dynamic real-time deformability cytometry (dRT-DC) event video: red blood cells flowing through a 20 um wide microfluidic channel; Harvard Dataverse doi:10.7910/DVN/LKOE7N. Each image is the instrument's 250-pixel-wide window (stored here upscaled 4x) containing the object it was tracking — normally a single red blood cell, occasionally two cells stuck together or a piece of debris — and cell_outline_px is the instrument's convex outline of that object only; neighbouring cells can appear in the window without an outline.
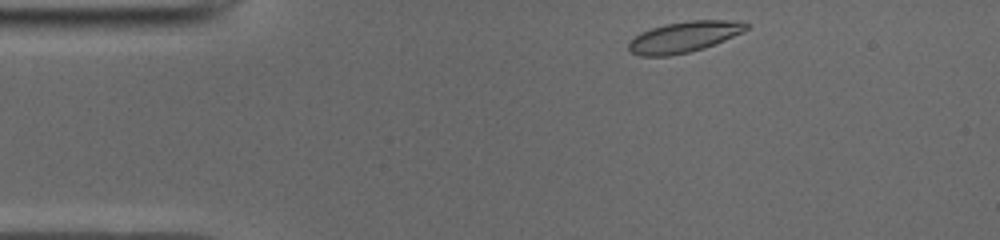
{"species": "common noctule bat (a hibernating species)", "species_latin": "Nyctalus noctula", "temperature_condition": "cold", "stored_images_in_passage": 43, "camera_frame_rate_fps": 3000, "um_per_image_px": 0.085, "animal": {"sex": "male", "body_mass_g": 19.0, "forearm_length_mm": 50.8}, "frame": {"image": 1, "passage_image": 1, "time_ms": 0.0, "image_size_px": [1000, 240], "cell_outline_px": [[748, 28], [744, 32], [704, 48], [688, 52], [668, 56], [640, 56], [632, 52], [628, 48], [628, 44], [640, 32], [664, 24], [692, 20], [740, 20], [748, 24]], "centroid_in_image_um": [58.17, 3.13], "position_along_channel_um": 26.8, "area_um2": 21.1}}
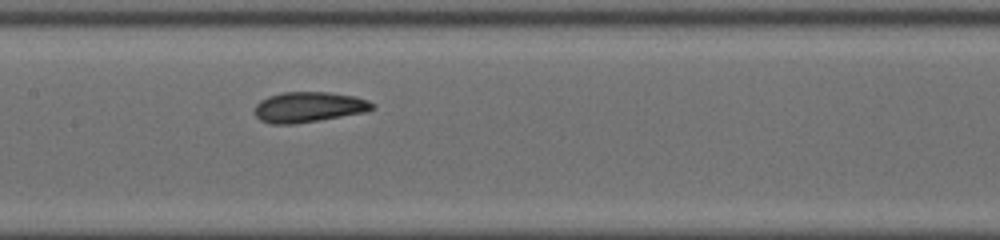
{"frame": {"image": 2, "passage_image": 17, "time_ms": 5.333, "image_size_px": [1000, 240], "cell_outline_px": [[376, 108], [368, 112], [292, 124], [272, 124], [260, 120], [256, 116], [256, 104], [260, 100], [268, 96], [284, 92], [328, 92], [356, 96], [368, 100], [376, 104]], "centroid_in_image_um": [26.3, 9.09], "position_along_channel_um": 181.1, "area_um2": 20.92}}
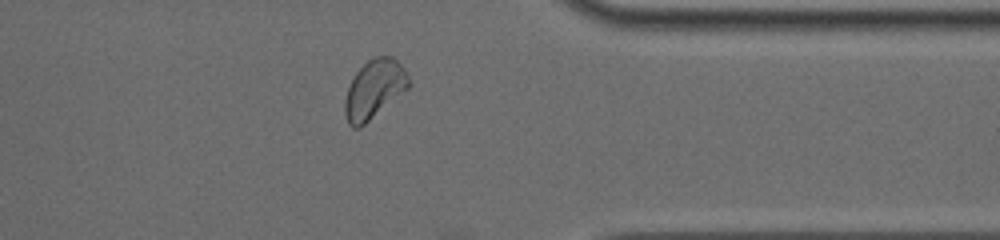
{"frame": {"image": 3, "passage_image": 33, "time_ms": 10.667, "image_size_px": [1000, 240], "cell_outline_px": [[408, 88], [360, 128], [352, 128], [348, 124], [344, 112], [344, 100], [348, 88], [356, 72], [372, 56], [392, 56], [404, 68], [408, 76]], "centroid_in_image_um": [31.78, 7.59], "position_along_channel_um": 379.6, "area_um2": 21.62}, "authors_computed_cell_mechanics": {"area_um2": 21.1548, "velocity_mm_per_s": 3.9149, "shape_relaxation_time_tau1_ms": 9.1746, "shape_relaxation_time_tau2_ms": 1.5917, "deformation_change_tau1": 0.1747, "deformation_change_tau2": 0.0453}}